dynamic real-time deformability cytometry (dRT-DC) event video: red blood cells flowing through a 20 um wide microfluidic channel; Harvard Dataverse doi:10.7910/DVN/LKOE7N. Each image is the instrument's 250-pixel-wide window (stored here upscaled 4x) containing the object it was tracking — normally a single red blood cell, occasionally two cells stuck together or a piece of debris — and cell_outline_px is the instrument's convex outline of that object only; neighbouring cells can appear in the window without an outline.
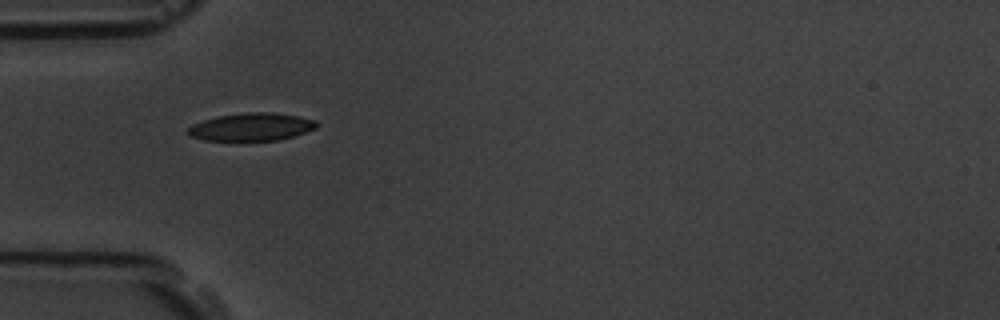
{"species": "common noctule bat (a hibernating species)", "species_latin": "Nyctalus noctula", "temperature_condition": "room temperature", "stored_images_in_passage": 40, "camera_frame_rate_fps": 3000, "um_per_image_px": 0.085, "animal": {"sex": "male", "body_mass_g": 19.5, "forearm_length_mm": 54.6}, "frame": {"image": 1, "passage_image": 1, "time_ms": 0.0, "image_size_px": [1000, 320], "cell_outline_px": [[320, 124], [316, 128], [292, 136], [276, 140], [204, 140], [192, 136], [188, 132], [188, 128], [192, 124], [204, 120], [220, 116], [248, 112], [272, 112], [300, 116], [316, 120]], "centroid_in_image_um": [21.42, 10.77], "position_along_channel_um": 63.6, "area_um2": 20.58}}
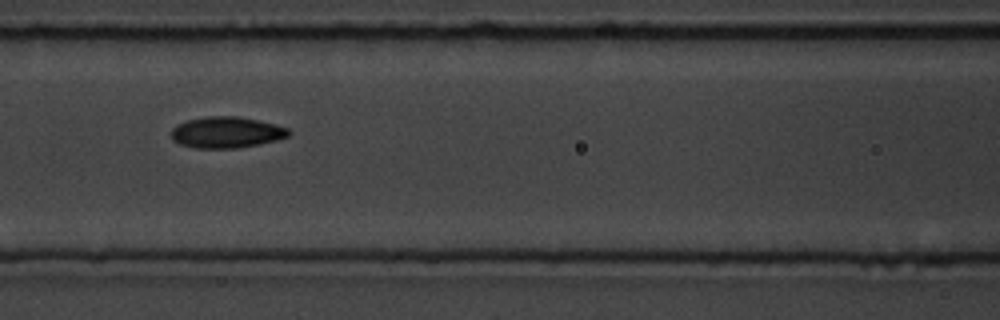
{"frame": {"image": 2, "passage_image": 8, "time_ms": 2.333, "image_size_px": [1000, 320], "cell_outline_px": [[292, 132], [288, 136], [276, 140], [260, 144], [236, 148], [196, 148], [180, 144], [172, 140], [172, 128], [176, 124], [188, 120], [208, 116], [236, 116], [276, 124], [288, 128]], "centroid_in_image_um": [19.25, 11.25], "position_along_channel_um": 147.4, "area_um2": 21.33}}
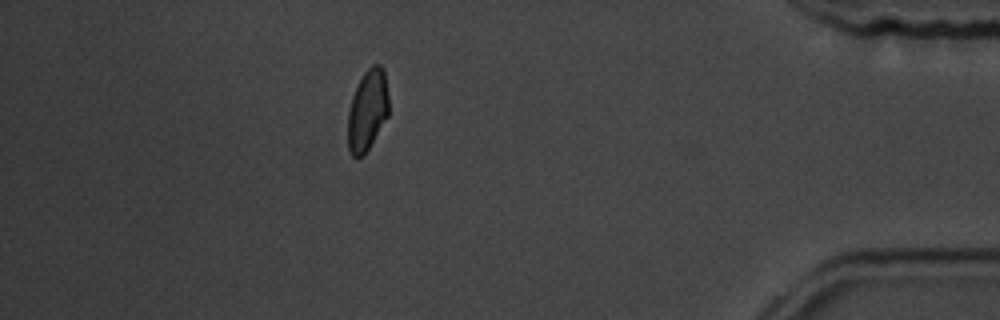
{"frame": {"image": 3, "passage_image": 33, "time_ms": 10.667, "image_size_px": [1000, 320], "cell_outline_px": [[388, 116], [364, 156], [356, 160], [348, 152], [348, 112], [352, 96], [364, 72], [372, 64], [380, 64], [384, 68], [388, 96]], "centroid_in_image_um": [31.23, 9.41], "position_along_channel_um": 404.0, "area_um2": 19.54}, "authors_computed_cell_mechanics": {"area_um2": 20.1433, "velocity_mm_per_s": 3.6346, "shape_relaxation_time_tau1_ms": 1.9144, "shape_relaxation_time_tau2_ms": 2.3417, "deformation_change_tau1": 0.1213, "deformation_change_tau2": 0.0742}}